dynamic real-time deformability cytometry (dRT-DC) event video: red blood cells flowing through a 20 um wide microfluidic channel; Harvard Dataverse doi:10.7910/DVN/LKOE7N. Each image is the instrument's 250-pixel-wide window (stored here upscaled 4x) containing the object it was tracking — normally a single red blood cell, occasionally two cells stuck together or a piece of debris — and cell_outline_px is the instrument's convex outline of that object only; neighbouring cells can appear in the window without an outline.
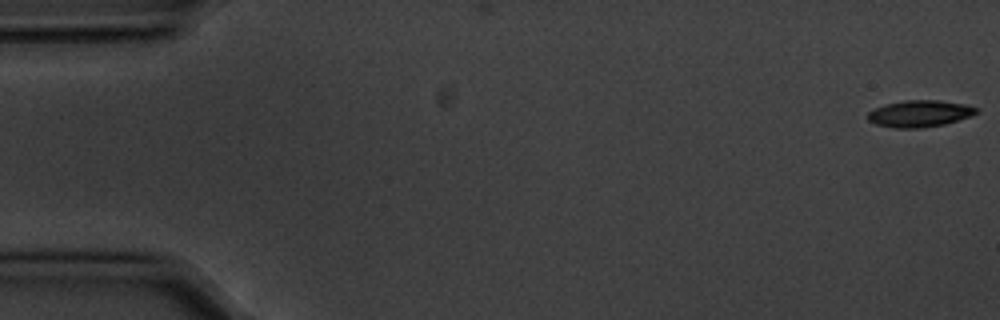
{"species": "common noctule bat (a hibernating species)", "species_latin": "Nyctalus noctula", "temperature_condition": "cold", "stored_images_in_passage": 49, "camera_frame_rate_fps": 3000, "um_per_image_px": 0.085, "animal": {"sex": "male", "body_mass_g": 20.1, "forearm_length_mm": 53.5}, "frame": {"image": 1, "passage_image": 1, "time_ms": 0.0, "image_size_px": [1000, 320], "cell_outline_px": [[980, 112], [972, 116], [944, 124], [924, 128], [892, 128], [876, 124], [868, 120], [868, 112], [872, 108], [904, 100], [940, 100], [964, 104], [976, 108]], "centroid_in_image_um": [78.17, 9.66], "position_along_channel_um": 6.8, "area_um2": 16.99}}
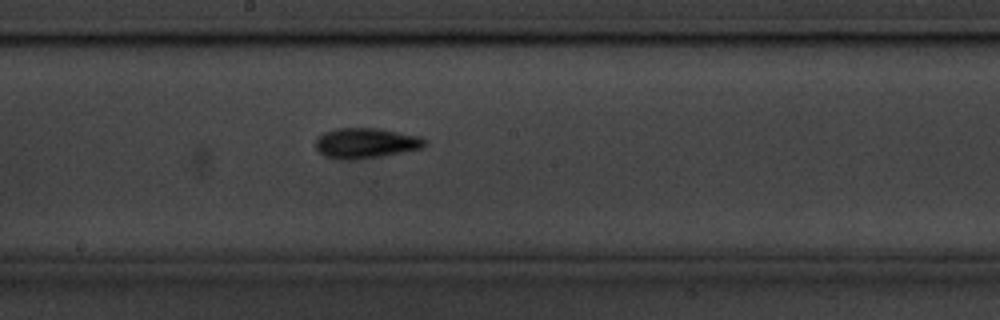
{"frame": {"image": 2, "passage_image": 30, "time_ms": 9.667, "image_size_px": [1000, 320], "cell_outline_px": [[428, 144], [424, 148], [380, 156], [352, 160], [340, 160], [324, 156], [316, 148], [316, 140], [324, 132], [336, 128], [380, 128], [420, 136], [428, 140]], "centroid_in_image_um": [31.14, 12.16], "position_along_channel_um": 217.1, "area_um2": 19.48}}
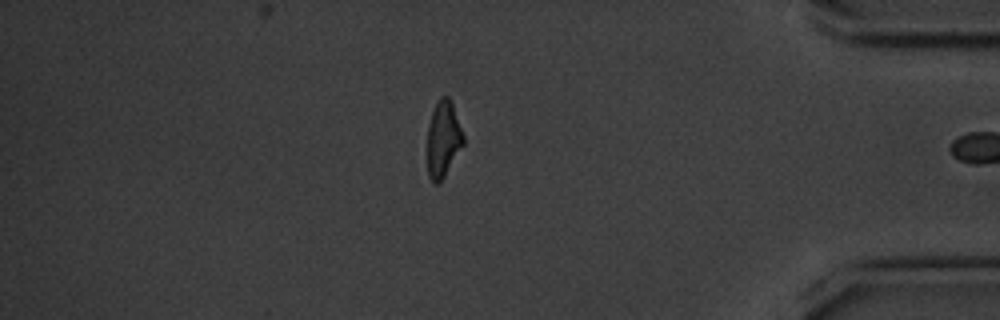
{"frame": {"image": 3, "passage_image": 48, "time_ms": 15.667, "image_size_px": [1000, 320], "cell_outline_px": [[464, 144], [444, 176], [436, 184], [432, 184], [428, 176], [428, 124], [432, 108], [440, 96], [448, 96], [452, 104], [464, 136]], "centroid_in_image_um": [37.66, 11.8], "position_along_channel_um": 397.5, "area_um2": 15.95}}